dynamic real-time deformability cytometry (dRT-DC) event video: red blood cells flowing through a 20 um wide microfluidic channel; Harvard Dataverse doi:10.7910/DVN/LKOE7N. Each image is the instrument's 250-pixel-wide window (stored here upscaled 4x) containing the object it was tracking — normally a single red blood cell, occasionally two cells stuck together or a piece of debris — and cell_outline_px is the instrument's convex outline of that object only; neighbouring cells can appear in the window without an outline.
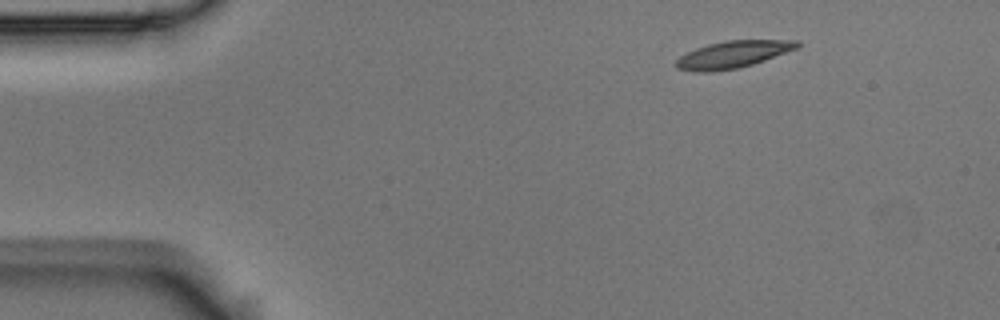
{"species": "Egyptian fruit bat (a non-hibernating species)", "species_latin": "Rousettus aegyptiacus", "temperature_condition": "room temperature", "stored_images_in_passage": 3, "camera_frame_rate_fps": 3000, "um_per_image_px": 0.085, "animal": {"sex": "male"}, "frame": {"image": 1, "passage_image": 1, "time_ms": 0.0, "image_size_px": [1000, 320], "cell_outline_px": [[800, 44], [796, 48], [764, 60], [752, 64], [736, 68], [712, 72], [692, 72], [676, 68], [676, 60], [680, 56], [696, 48], [708, 44], [728, 40], [800, 40]], "centroid_in_image_um": [62.26, 4.63], "position_along_channel_um": 22.7, "area_um2": 18.9}}
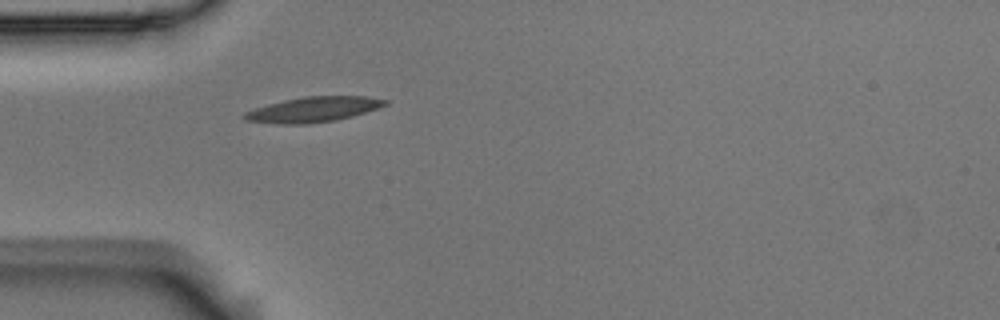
{"frame": {"image": 2, "passage_image": 3, "time_ms": 0.667, "image_size_px": [1000, 320], "cell_outline_px": [[388, 104], [352, 116], [336, 120], [308, 124], [284, 124], [248, 120], [240, 116], [244, 112], [268, 104], [284, 100], [304, 96], [368, 96], [388, 100]], "centroid_in_image_um": [26.64, 9.29], "position_along_channel_um": 58.4, "area_um2": 20.46}}